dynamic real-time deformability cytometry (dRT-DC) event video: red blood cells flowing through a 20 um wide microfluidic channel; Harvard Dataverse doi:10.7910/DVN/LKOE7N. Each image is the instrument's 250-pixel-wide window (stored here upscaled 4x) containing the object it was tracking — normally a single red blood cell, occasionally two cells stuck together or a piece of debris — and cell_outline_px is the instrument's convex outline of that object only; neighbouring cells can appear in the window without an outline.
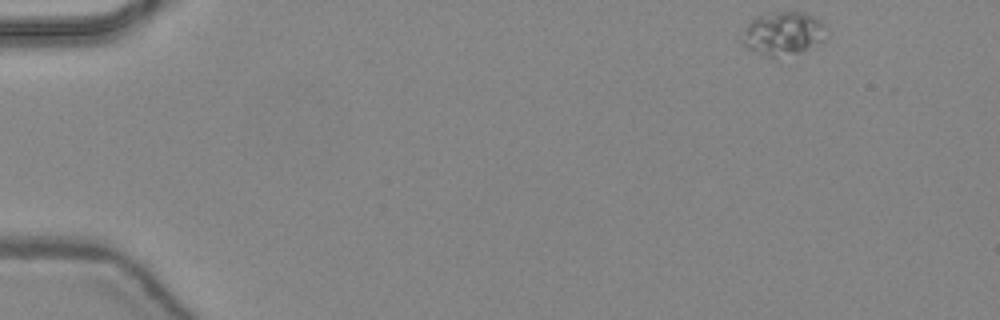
{"species": "common noctule bat (a hibernating species)", "species_latin": "Nyctalus noctula", "temperature_condition": "warm", "stored_images_in_passage": 10, "camera_frame_rate_fps": 3000, "um_per_image_px": 0.085, "animal": {"sex": "female", "body_mass_g": 24.6, "forearm_length_mm": 56.2}, "frame": {"image": 1, "passage_image": 1, "time_ms": 0.0, "image_size_px": [1000, 320], "cell_outline_px": [[828, 36], [816, 44], [800, 52], [776, 56], [768, 56], [744, 48], [740, 40], [744, 28], [756, 16], [776, 12], [808, 12], [816, 16], [824, 24]], "centroid_in_image_um": [66.55, 2.82], "position_along_channel_um": 18.4, "area_um2": 21.39}}